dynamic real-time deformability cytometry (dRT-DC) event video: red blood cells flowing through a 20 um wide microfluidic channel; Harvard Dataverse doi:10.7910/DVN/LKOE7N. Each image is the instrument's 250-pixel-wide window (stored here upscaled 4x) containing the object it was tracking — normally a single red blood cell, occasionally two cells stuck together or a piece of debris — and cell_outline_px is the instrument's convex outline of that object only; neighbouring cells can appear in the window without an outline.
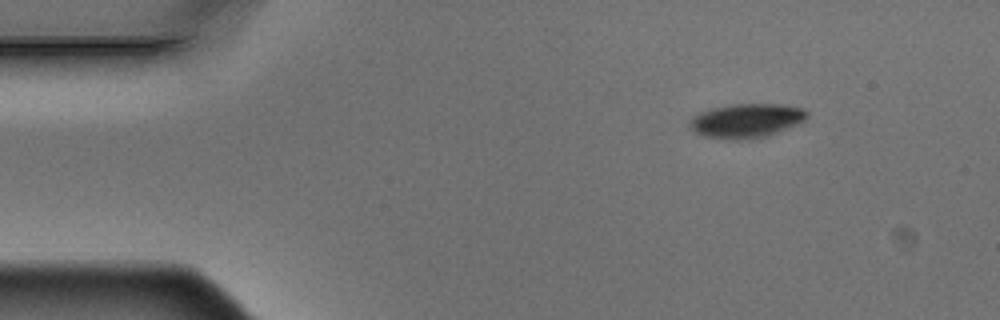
{"species": "Egyptian fruit bat (a non-hibernating species)", "species_latin": "Rousettus aegyptiacus", "temperature_condition": "warm", "stored_images_in_passage": 4, "camera_frame_rate_fps": 3000, "um_per_image_px": 0.085, "animal": {"sex": "male"}, "frame": {"image": 1, "passage_image": 1, "time_ms": 0.0, "image_size_px": [1000, 320], "cell_outline_px": [[808, 116], [804, 120], [768, 136], [736, 140], [704, 136], [696, 132], [688, 124], [692, 116], [700, 112], [712, 108], [732, 104], [784, 104], [804, 108], [808, 112]], "centroid_in_image_um": [63.44, 10.24], "position_along_channel_um": 21.6, "area_um2": 23.18}}